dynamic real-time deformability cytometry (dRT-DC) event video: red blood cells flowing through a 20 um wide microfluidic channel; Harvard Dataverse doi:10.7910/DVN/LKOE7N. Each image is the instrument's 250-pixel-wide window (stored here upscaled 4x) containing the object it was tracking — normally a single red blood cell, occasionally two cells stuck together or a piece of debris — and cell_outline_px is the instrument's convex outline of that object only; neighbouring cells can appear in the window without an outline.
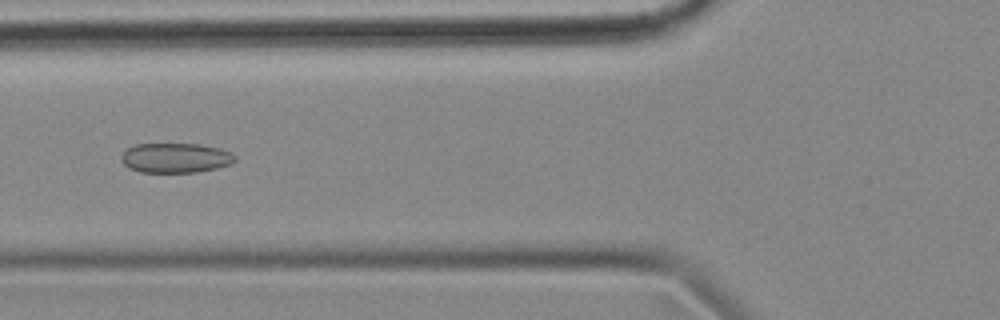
{"species": "common noctule bat (a hibernating species)", "species_latin": "Nyctalus noctula", "temperature_condition": "cold", "stored_images_in_passage": 56, "camera_frame_rate_fps": 3000, "um_per_image_px": 0.085, "animal": {"sex": "female", "body_mass_g": 18.4}, "frame": {"image": 1, "passage_image": 21, "time_ms": 6.667, "image_size_px": [1000, 320], "cell_outline_px": [[236, 160], [232, 164], [216, 168], [196, 172], [140, 172], [124, 164], [120, 160], [120, 156], [128, 148], [136, 144], [200, 144], [220, 148], [232, 152], [236, 156]], "centroid_in_image_um": [14.96, 13.41], "position_along_channel_um": 110.8, "area_um2": 19.77}}
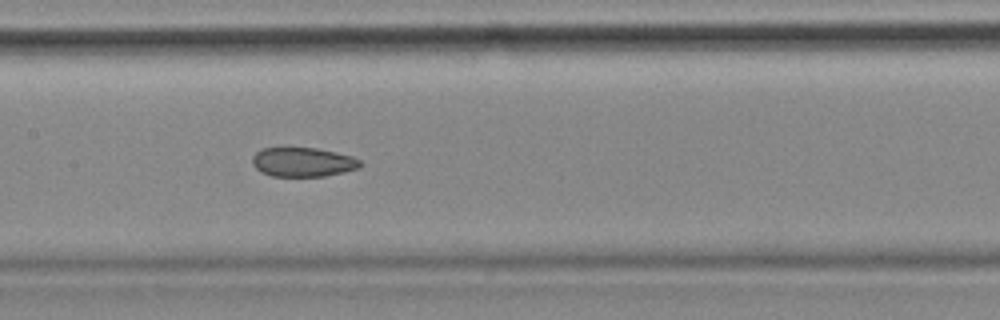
{"frame": {"image": 2, "passage_image": 27, "time_ms": 8.667, "image_size_px": [1000, 320], "cell_outline_px": [[364, 164], [360, 168], [344, 172], [324, 176], [272, 176], [260, 172], [252, 164], [252, 156], [260, 148], [316, 148], [336, 152], [352, 156], [360, 160]], "centroid_in_image_um": [25.76, 13.78], "position_along_channel_um": 181.6, "area_um2": 18.55}}
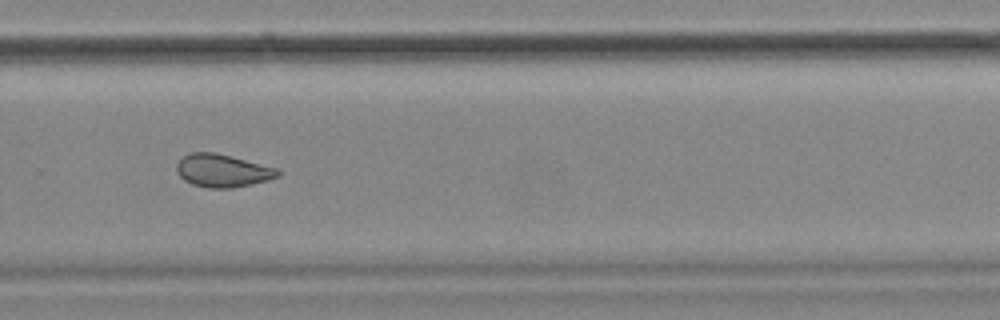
{"frame": {"image": 3, "passage_image": 38, "time_ms": 12.333, "image_size_px": [1000, 320], "cell_outline_px": [[280, 176], [268, 180], [252, 184], [232, 188], [208, 188], [192, 184], [184, 180], [176, 172], [176, 164], [188, 152], [212, 152], [276, 168], [280, 172]], "centroid_in_image_um": [18.88, 14.52], "position_along_channel_um": 310.9, "area_um2": 19.19}, "authors_computed_cell_mechanics": {"area_um2": 20.0855, "velocity_mm_per_s": 3.5414, "shape_relaxation_time_tau1_ms": null, "shape_relaxation_time_tau2_ms": 2.8153, "deformation_change_tau1": null, "deformation_change_tau2": 0.0762}}